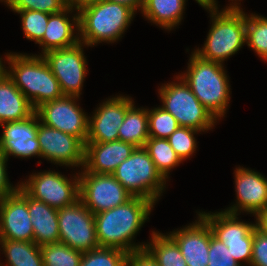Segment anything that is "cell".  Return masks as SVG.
<instances>
[{
    "instance_id": "44",
    "label": "cell",
    "mask_w": 267,
    "mask_h": 266,
    "mask_svg": "<svg viewBox=\"0 0 267 266\" xmlns=\"http://www.w3.org/2000/svg\"><path fill=\"white\" fill-rule=\"evenodd\" d=\"M2 58H0V80L4 79L7 76L8 70L5 69L6 67L2 63Z\"/></svg>"
},
{
    "instance_id": "20",
    "label": "cell",
    "mask_w": 267,
    "mask_h": 266,
    "mask_svg": "<svg viewBox=\"0 0 267 266\" xmlns=\"http://www.w3.org/2000/svg\"><path fill=\"white\" fill-rule=\"evenodd\" d=\"M198 217L195 223L169 233L179 246L187 266H208L210 226L200 215Z\"/></svg>"
},
{
    "instance_id": "23",
    "label": "cell",
    "mask_w": 267,
    "mask_h": 266,
    "mask_svg": "<svg viewBox=\"0 0 267 266\" xmlns=\"http://www.w3.org/2000/svg\"><path fill=\"white\" fill-rule=\"evenodd\" d=\"M34 112L31 102L8 75L0 80V124L25 119Z\"/></svg>"
},
{
    "instance_id": "5",
    "label": "cell",
    "mask_w": 267,
    "mask_h": 266,
    "mask_svg": "<svg viewBox=\"0 0 267 266\" xmlns=\"http://www.w3.org/2000/svg\"><path fill=\"white\" fill-rule=\"evenodd\" d=\"M135 11L125 5L102 0L78 12L80 42L95 46L101 42H115L122 37Z\"/></svg>"
},
{
    "instance_id": "13",
    "label": "cell",
    "mask_w": 267,
    "mask_h": 266,
    "mask_svg": "<svg viewBox=\"0 0 267 266\" xmlns=\"http://www.w3.org/2000/svg\"><path fill=\"white\" fill-rule=\"evenodd\" d=\"M78 96L64 95L39 106L37 112L41 123L79 138L84 144L88 137L89 117L79 107Z\"/></svg>"
},
{
    "instance_id": "33",
    "label": "cell",
    "mask_w": 267,
    "mask_h": 266,
    "mask_svg": "<svg viewBox=\"0 0 267 266\" xmlns=\"http://www.w3.org/2000/svg\"><path fill=\"white\" fill-rule=\"evenodd\" d=\"M15 12L21 16L22 29L25 37L28 40L35 41L36 44L39 43L45 34L50 14L33 10Z\"/></svg>"
},
{
    "instance_id": "29",
    "label": "cell",
    "mask_w": 267,
    "mask_h": 266,
    "mask_svg": "<svg viewBox=\"0 0 267 266\" xmlns=\"http://www.w3.org/2000/svg\"><path fill=\"white\" fill-rule=\"evenodd\" d=\"M246 44L262 60H267V18L246 14Z\"/></svg>"
},
{
    "instance_id": "42",
    "label": "cell",
    "mask_w": 267,
    "mask_h": 266,
    "mask_svg": "<svg viewBox=\"0 0 267 266\" xmlns=\"http://www.w3.org/2000/svg\"><path fill=\"white\" fill-rule=\"evenodd\" d=\"M113 3H118L132 8L135 12L142 10L144 0H108Z\"/></svg>"
},
{
    "instance_id": "10",
    "label": "cell",
    "mask_w": 267,
    "mask_h": 266,
    "mask_svg": "<svg viewBox=\"0 0 267 266\" xmlns=\"http://www.w3.org/2000/svg\"><path fill=\"white\" fill-rule=\"evenodd\" d=\"M79 176V199L93 213H101L125 204L133 196L113 176L82 171Z\"/></svg>"
},
{
    "instance_id": "16",
    "label": "cell",
    "mask_w": 267,
    "mask_h": 266,
    "mask_svg": "<svg viewBox=\"0 0 267 266\" xmlns=\"http://www.w3.org/2000/svg\"><path fill=\"white\" fill-rule=\"evenodd\" d=\"M34 231L28 211V195L19 187L0 199V239L33 242Z\"/></svg>"
},
{
    "instance_id": "36",
    "label": "cell",
    "mask_w": 267,
    "mask_h": 266,
    "mask_svg": "<svg viewBox=\"0 0 267 266\" xmlns=\"http://www.w3.org/2000/svg\"><path fill=\"white\" fill-rule=\"evenodd\" d=\"M208 266H241L231 255L227 246L216 238L210 228Z\"/></svg>"
},
{
    "instance_id": "2",
    "label": "cell",
    "mask_w": 267,
    "mask_h": 266,
    "mask_svg": "<svg viewBox=\"0 0 267 266\" xmlns=\"http://www.w3.org/2000/svg\"><path fill=\"white\" fill-rule=\"evenodd\" d=\"M7 75L36 110L42 104L64 96L58 80L42 55L6 54Z\"/></svg>"
},
{
    "instance_id": "7",
    "label": "cell",
    "mask_w": 267,
    "mask_h": 266,
    "mask_svg": "<svg viewBox=\"0 0 267 266\" xmlns=\"http://www.w3.org/2000/svg\"><path fill=\"white\" fill-rule=\"evenodd\" d=\"M176 79L180 82L166 83L158 89L163 102L161 107L175 117L179 126L203 132L210 130L217 122L216 119L197 99L185 81L179 76H176Z\"/></svg>"
},
{
    "instance_id": "12",
    "label": "cell",
    "mask_w": 267,
    "mask_h": 266,
    "mask_svg": "<svg viewBox=\"0 0 267 266\" xmlns=\"http://www.w3.org/2000/svg\"><path fill=\"white\" fill-rule=\"evenodd\" d=\"M83 45L79 42L69 48L51 50L41 54L58 80L64 95L79 97L81 94L87 74Z\"/></svg>"
},
{
    "instance_id": "8",
    "label": "cell",
    "mask_w": 267,
    "mask_h": 266,
    "mask_svg": "<svg viewBox=\"0 0 267 266\" xmlns=\"http://www.w3.org/2000/svg\"><path fill=\"white\" fill-rule=\"evenodd\" d=\"M197 214L208 223L213 235L227 246L233 258L241 266L242 260L250 265L255 224L239 221L237 214L225 211Z\"/></svg>"
},
{
    "instance_id": "24",
    "label": "cell",
    "mask_w": 267,
    "mask_h": 266,
    "mask_svg": "<svg viewBox=\"0 0 267 266\" xmlns=\"http://www.w3.org/2000/svg\"><path fill=\"white\" fill-rule=\"evenodd\" d=\"M186 0H144L142 14L150 22L171 30L183 19Z\"/></svg>"
},
{
    "instance_id": "39",
    "label": "cell",
    "mask_w": 267,
    "mask_h": 266,
    "mask_svg": "<svg viewBox=\"0 0 267 266\" xmlns=\"http://www.w3.org/2000/svg\"><path fill=\"white\" fill-rule=\"evenodd\" d=\"M7 161V157L2 152H0V199H3L5 196L13 194L19 188V185L13 187L9 183V179L6 172Z\"/></svg>"
},
{
    "instance_id": "6",
    "label": "cell",
    "mask_w": 267,
    "mask_h": 266,
    "mask_svg": "<svg viewBox=\"0 0 267 266\" xmlns=\"http://www.w3.org/2000/svg\"><path fill=\"white\" fill-rule=\"evenodd\" d=\"M113 176L133 196L156 202L165 189L166 179L157 170L144 147H136L114 171Z\"/></svg>"
},
{
    "instance_id": "18",
    "label": "cell",
    "mask_w": 267,
    "mask_h": 266,
    "mask_svg": "<svg viewBox=\"0 0 267 266\" xmlns=\"http://www.w3.org/2000/svg\"><path fill=\"white\" fill-rule=\"evenodd\" d=\"M235 191L237 204L225 212L239 214L245 211L257 214L267 207V179L262 174L248 168L238 167L235 172Z\"/></svg>"
},
{
    "instance_id": "28",
    "label": "cell",
    "mask_w": 267,
    "mask_h": 266,
    "mask_svg": "<svg viewBox=\"0 0 267 266\" xmlns=\"http://www.w3.org/2000/svg\"><path fill=\"white\" fill-rule=\"evenodd\" d=\"M144 148L165 179H168L170 170L182 162L169 144L168 139L149 137Z\"/></svg>"
},
{
    "instance_id": "4",
    "label": "cell",
    "mask_w": 267,
    "mask_h": 266,
    "mask_svg": "<svg viewBox=\"0 0 267 266\" xmlns=\"http://www.w3.org/2000/svg\"><path fill=\"white\" fill-rule=\"evenodd\" d=\"M210 13L212 25L204 47L193 52L203 60L223 64L246 44V14L237 2Z\"/></svg>"
},
{
    "instance_id": "37",
    "label": "cell",
    "mask_w": 267,
    "mask_h": 266,
    "mask_svg": "<svg viewBox=\"0 0 267 266\" xmlns=\"http://www.w3.org/2000/svg\"><path fill=\"white\" fill-rule=\"evenodd\" d=\"M250 266H267V236L253 229V248Z\"/></svg>"
},
{
    "instance_id": "27",
    "label": "cell",
    "mask_w": 267,
    "mask_h": 266,
    "mask_svg": "<svg viewBox=\"0 0 267 266\" xmlns=\"http://www.w3.org/2000/svg\"><path fill=\"white\" fill-rule=\"evenodd\" d=\"M151 238V242L145 245V249L159 266H187L179 246L169 234L153 232Z\"/></svg>"
},
{
    "instance_id": "35",
    "label": "cell",
    "mask_w": 267,
    "mask_h": 266,
    "mask_svg": "<svg viewBox=\"0 0 267 266\" xmlns=\"http://www.w3.org/2000/svg\"><path fill=\"white\" fill-rule=\"evenodd\" d=\"M15 11L33 10L47 14L59 13L66 6V0H0Z\"/></svg>"
},
{
    "instance_id": "19",
    "label": "cell",
    "mask_w": 267,
    "mask_h": 266,
    "mask_svg": "<svg viewBox=\"0 0 267 266\" xmlns=\"http://www.w3.org/2000/svg\"><path fill=\"white\" fill-rule=\"evenodd\" d=\"M135 148L133 144L120 140L102 143L86 142L83 170L96 174H113Z\"/></svg>"
},
{
    "instance_id": "9",
    "label": "cell",
    "mask_w": 267,
    "mask_h": 266,
    "mask_svg": "<svg viewBox=\"0 0 267 266\" xmlns=\"http://www.w3.org/2000/svg\"><path fill=\"white\" fill-rule=\"evenodd\" d=\"M73 180L55 171H44L29 176L19 187L31 198L55 209L69 206L79 200V175Z\"/></svg>"
},
{
    "instance_id": "41",
    "label": "cell",
    "mask_w": 267,
    "mask_h": 266,
    "mask_svg": "<svg viewBox=\"0 0 267 266\" xmlns=\"http://www.w3.org/2000/svg\"><path fill=\"white\" fill-rule=\"evenodd\" d=\"M100 1L102 0H66V6L79 12L81 9Z\"/></svg>"
},
{
    "instance_id": "32",
    "label": "cell",
    "mask_w": 267,
    "mask_h": 266,
    "mask_svg": "<svg viewBox=\"0 0 267 266\" xmlns=\"http://www.w3.org/2000/svg\"><path fill=\"white\" fill-rule=\"evenodd\" d=\"M178 127L175 117L162 107L148 109L149 137L167 139Z\"/></svg>"
},
{
    "instance_id": "17",
    "label": "cell",
    "mask_w": 267,
    "mask_h": 266,
    "mask_svg": "<svg viewBox=\"0 0 267 266\" xmlns=\"http://www.w3.org/2000/svg\"><path fill=\"white\" fill-rule=\"evenodd\" d=\"M133 102L131 98L120 95L100 104L94 115L91 118L89 116L86 142L102 143L118 140V129Z\"/></svg>"
},
{
    "instance_id": "1",
    "label": "cell",
    "mask_w": 267,
    "mask_h": 266,
    "mask_svg": "<svg viewBox=\"0 0 267 266\" xmlns=\"http://www.w3.org/2000/svg\"><path fill=\"white\" fill-rule=\"evenodd\" d=\"M155 203L142 197H132L125 204L94 214L99 247L117 248L127 253L144 249L146 244H134V236L149 219Z\"/></svg>"
},
{
    "instance_id": "26",
    "label": "cell",
    "mask_w": 267,
    "mask_h": 266,
    "mask_svg": "<svg viewBox=\"0 0 267 266\" xmlns=\"http://www.w3.org/2000/svg\"><path fill=\"white\" fill-rule=\"evenodd\" d=\"M0 245L7 266H44L40 246L34 242L0 239Z\"/></svg>"
},
{
    "instance_id": "38",
    "label": "cell",
    "mask_w": 267,
    "mask_h": 266,
    "mask_svg": "<svg viewBox=\"0 0 267 266\" xmlns=\"http://www.w3.org/2000/svg\"><path fill=\"white\" fill-rule=\"evenodd\" d=\"M125 266H159V264L144 248L128 253Z\"/></svg>"
},
{
    "instance_id": "34",
    "label": "cell",
    "mask_w": 267,
    "mask_h": 266,
    "mask_svg": "<svg viewBox=\"0 0 267 266\" xmlns=\"http://www.w3.org/2000/svg\"><path fill=\"white\" fill-rule=\"evenodd\" d=\"M196 129L179 126L167 139L181 161L190 158L196 150Z\"/></svg>"
},
{
    "instance_id": "30",
    "label": "cell",
    "mask_w": 267,
    "mask_h": 266,
    "mask_svg": "<svg viewBox=\"0 0 267 266\" xmlns=\"http://www.w3.org/2000/svg\"><path fill=\"white\" fill-rule=\"evenodd\" d=\"M44 266H79L83 252L63 243L40 246Z\"/></svg>"
},
{
    "instance_id": "43",
    "label": "cell",
    "mask_w": 267,
    "mask_h": 266,
    "mask_svg": "<svg viewBox=\"0 0 267 266\" xmlns=\"http://www.w3.org/2000/svg\"><path fill=\"white\" fill-rule=\"evenodd\" d=\"M199 5H201L206 10L215 11L218 10L217 2L216 0H195Z\"/></svg>"
},
{
    "instance_id": "14",
    "label": "cell",
    "mask_w": 267,
    "mask_h": 266,
    "mask_svg": "<svg viewBox=\"0 0 267 266\" xmlns=\"http://www.w3.org/2000/svg\"><path fill=\"white\" fill-rule=\"evenodd\" d=\"M41 157L54 164L65 166L84 165L85 144L77 137L39 122L37 132Z\"/></svg>"
},
{
    "instance_id": "21",
    "label": "cell",
    "mask_w": 267,
    "mask_h": 266,
    "mask_svg": "<svg viewBox=\"0 0 267 266\" xmlns=\"http://www.w3.org/2000/svg\"><path fill=\"white\" fill-rule=\"evenodd\" d=\"M70 11L73 12V9L66 7L59 13L49 15L45 34L38 43L42 46L43 54L51 50L69 48L80 42L79 35H74L75 30L79 31L78 12L72 16L71 20L67 17ZM70 20L73 22L70 23Z\"/></svg>"
},
{
    "instance_id": "25",
    "label": "cell",
    "mask_w": 267,
    "mask_h": 266,
    "mask_svg": "<svg viewBox=\"0 0 267 266\" xmlns=\"http://www.w3.org/2000/svg\"><path fill=\"white\" fill-rule=\"evenodd\" d=\"M149 138L148 109L137 108L134 104L127 110L123 123L118 129V140L144 147Z\"/></svg>"
},
{
    "instance_id": "3",
    "label": "cell",
    "mask_w": 267,
    "mask_h": 266,
    "mask_svg": "<svg viewBox=\"0 0 267 266\" xmlns=\"http://www.w3.org/2000/svg\"><path fill=\"white\" fill-rule=\"evenodd\" d=\"M189 60L188 70L179 77L211 115L221 119L230 100V85L223 64L203 60L194 52Z\"/></svg>"
},
{
    "instance_id": "11",
    "label": "cell",
    "mask_w": 267,
    "mask_h": 266,
    "mask_svg": "<svg viewBox=\"0 0 267 266\" xmlns=\"http://www.w3.org/2000/svg\"><path fill=\"white\" fill-rule=\"evenodd\" d=\"M59 242L72 249L88 252L99 247L94 214L80 199L58 209Z\"/></svg>"
},
{
    "instance_id": "40",
    "label": "cell",
    "mask_w": 267,
    "mask_h": 266,
    "mask_svg": "<svg viewBox=\"0 0 267 266\" xmlns=\"http://www.w3.org/2000/svg\"><path fill=\"white\" fill-rule=\"evenodd\" d=\"M255 227L262 234L267 236V207L259 211L256 215Z\"/></svg>"
},
{
    "instance_id": "22",
    "label": "cell",
    "mask_w": 267,
    "mask_h": 266,
    "mask_svg": "<svg viewBox=\"0 0 267 266\" xmlns=\"http://www.w3.org/2000/svg\"><path fill=\"white\" fill-rule=\"evenodd\" d=\"M33 242L38 246L59 242L58 210L28 196Z\"/></svg>"
},
{
    "instance_id": "15",
    "label": "cell",
    "mask_w": 267,
    "mask_h": 266,
    "mask_svg": "<svg viewBox=\"0 0 267 266\" xmlns=\"http://www.w3.org/2000/svg\"><path fill=\"white\" fill-rule=\"evenodd\" d=\"M40 118L35 111L25 119L5 122L0 136V152L8 159L9 155L19 158L41 157V148L37 138Z\"/></svg>"
},
{
    "instance_id": "31",
    "label": "cell",
    "mask_w": 267,
    "mask_h": 266,
    "mask_svg": "<svg viewBox=\"0 0 267 266\" xmlns=\"http://www.w3.org/2000/svg\"><path fill=\"white\" fill-rule=\"evenodd\" d=\"M128 253L117 249L98 247L83 252L79 266H125Z\"/></svg>"
}]
</instances>
